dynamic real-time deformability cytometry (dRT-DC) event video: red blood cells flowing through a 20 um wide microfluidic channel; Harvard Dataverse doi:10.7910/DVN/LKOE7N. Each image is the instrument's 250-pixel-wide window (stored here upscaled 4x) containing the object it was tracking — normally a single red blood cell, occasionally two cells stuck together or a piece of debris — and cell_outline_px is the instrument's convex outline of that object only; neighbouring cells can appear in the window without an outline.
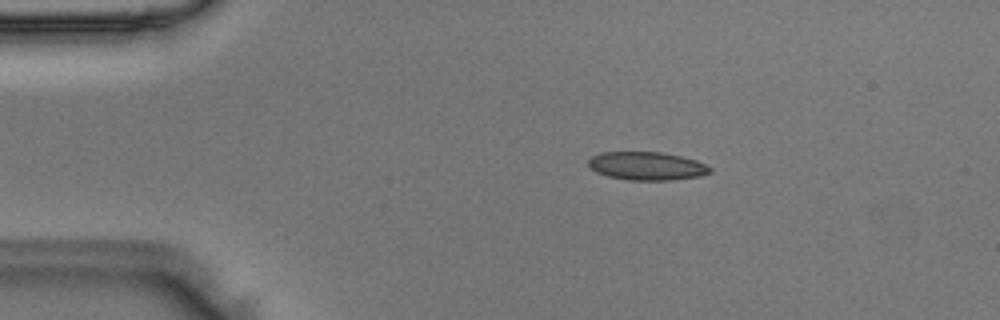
{"species": "Egyptian fruit bat (a non-hibernating species)", "species_latin": "Rousettus aegyptiacus", "temperature_condition": "room temperature", "stored_images_in_passage": 42, "camera_frame_rate_fps": 3000, "um_per_image_px": 0.085, "animal": {"sex": "male"}, "frame": {"image": 1, "passage_image": 1, "time_ms": 0.0, "image_size_px": [1000, 320], "cell_outline_px": [[712, 172], [700, 176], [672, 180], [628, 180], [608, 176], [596, 172], [588, 164], [588, 160], [592, 156], [600, 152], [660, 152], [680, 156], [696, 160], [712, 168]], "centroid_in_image_um": [54.98, 14.11], "position_along_channel_um": 30.0, "area_um2": 20.0}}
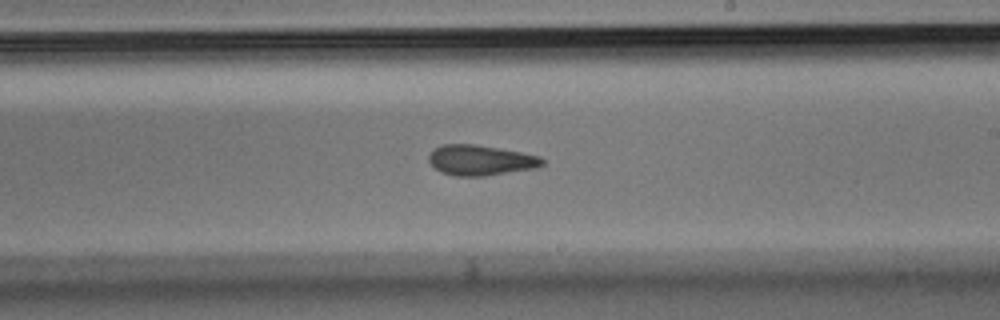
{"frame": {"image": 2, "passage_image": 21, "time_ms": 6.667, "image_size_px": [1000, 320], "cell_outline_px": [[544, 164], [536, 168], [484, 176], [456, 176], [440, 172], [428, 160], [428, 156], [436, 148], [444, 144], [476, 144], [520, 152], [540, 156], [544, 160]], "centroid_in_image_um": [40.86, 13.62], "position_along_channel_um": 248.1, "area_um2": 19.94}}
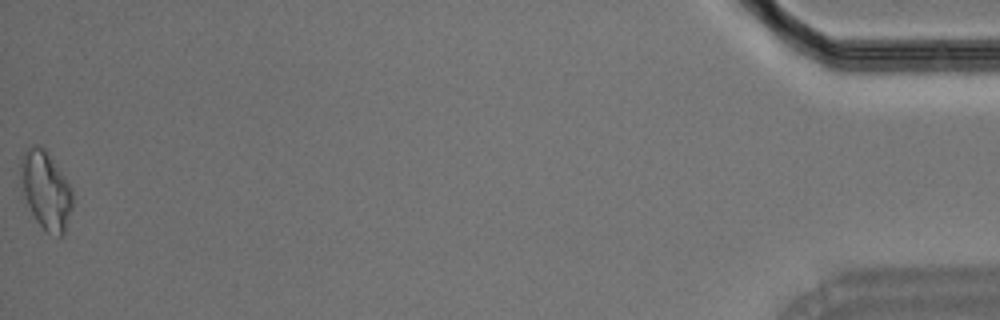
{"frame": {"image": 3, "passage_image": 42, "time_ms": 13.667, "image_size_px": [1000, 320], "cell_outline_px": [[72, 208], [64, 236], [60, 236], [48, 232], [36, 220], [28, 204], [20, 184], [20, 156], [32, 144], [36, 144], [44, 148], [48, 152], [72, 188]], "centroid_in_image_um": [3.89, 16.13], "position_along_channel_um": 431.3, "area_um2": 23.58}}